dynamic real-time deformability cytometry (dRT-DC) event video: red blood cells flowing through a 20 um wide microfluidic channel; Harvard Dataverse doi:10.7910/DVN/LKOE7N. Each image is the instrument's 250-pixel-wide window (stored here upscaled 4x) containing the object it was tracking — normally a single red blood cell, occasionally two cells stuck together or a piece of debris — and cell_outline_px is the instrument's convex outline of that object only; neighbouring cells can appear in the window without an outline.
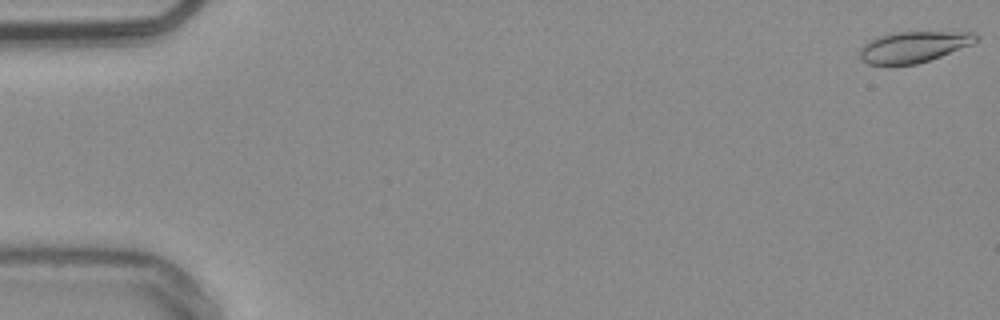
{"species": "common noctule bat (a hibernating species)", "species_latin": "Nyctalus noctula", "temperature_condition": "warm", "stored_images_in_passage": 11, "camera_frame_rate_fps": 3000, "um_per_image_px": 0.085, "animal": {"sex": "male", "body_mass_g": 20.4}, "frame": {"image": 1, "passage_image": 1, "time_ms": 0.0, "image_size_px": [1000, 320], "cell_outline_px": [[980, 36], [972, 44], [940, 56], [916, 64], [868, 64], [860, 60], [860, 48], [868, 40], [880, 36], [896, 32], [976, 32]], "centroid_in_image_um": [77.65, 3.97], "position_along_channel_um": 7.4, "area_um2": 20.81}}